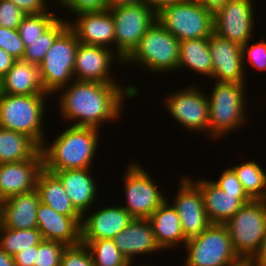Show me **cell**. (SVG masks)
I'll list each match as a JSON object with an SVG mask.
<instances>
[{
  "label": "cell",
  "mask_w": 266,
  "mask_h": 266,
  "mask_svg": "<svg viewBox=\"0 0 266 266\" xmlns=\"http://www.w3.org/2000/svg\"><path fill=\"white\" fill-rule=\"evenodd\" d=\"M26 14L50 12L45 0H10Z\"/></svg>",
  "instance_id": "cell-42"
},
{
  "label": "cell",
  "mask_w": 266,
  "mask_h": 266,
  "mask_svg": "<svg viewBox=\"0 0 266 266\" xmlns=\"http://www.w3.org/2000/svg\"><path fill=\"white\" fill-rule=\"evenodd\" d=\"M81 243L89 248L95 266H128L130 264L113 239L81 240Z\"/></svg>",
  "instance_id": "cell-33"
},
{
  "label": "cell",
  "mask_w": 266,
  "mask_h": 266,
  "mask_svg": "<svg viewBox=\"0 0 266 266\" xmlns=\"http://www.w3.org/2000/svg\"><path fill=\"white\" fill-rule=\"evenodd\" d=\"M67 245L59 241L43 240L38 245L34 266H60Z\"/></svg>",
  "instance_id": "cell-35"
},
{
  "label": "cell",
  "mask_w": 266,
  "mask_h": 266,
  "mask_svg": "<svg viewBox=\"0 0 266 266\" xmlns=\"http://www.w3.org/2000/svg\"><path fill=\"white\" fill-rule=\"evenodd\" d=\"M90 170L91 168L54 172L62 182L72 205L81 215L86 214L87 210L93 207L98 195L99 188H97V183L94 182L96 180L93 179Z\"/></svg>",
  "instance_id": "cell-23"
},
{
  "label": "cell",
  "mask_w": 266,
  "mask_h": 266,
  "mask_svg": "<svg viewBox=\"0 0 266 266\" xmlns=\"http://www.w3.org/2000/svg\"><path fill=\"white\" fill-rule=\"evenodd\" d=\"M0 266H15L13 256L7 254L0 248Z\"/></svg>",
  "instance_id": "cell-49"
},
{
  "label": "cell",
  "mask_w": 266,
  "mask_h": 266,
  "mask_svg": "<svg viewBox=\"0 0 266 266\" xmlns=\"http://www.w3.org/2000/svg\"><path fill=\"white\" fill-rule=\"evenodd\" d=\"M37 229L43 240L59 241L67 246L81 243L82 216H66L42 202L37 208Z\"/></svg>",
  "instance_id": "cell-18"
},
{
  "label": "cell",
  "mask_w": 266,
  "mask_h": 266,
  "mask_svg": "<svg viewBox=\"0 0 266 266\" xmlns=\"http://www.w3.org/2000/svg\"><path fill=\"white\" fill-rule=\"evenodd\" d=\"M251 0H229L213 14L214 33L240 46L251 40L255 16Z\"/></svg>",
  "instance_id": "cell-13"
},
{
  "label": "cell",
  "mask_w": 266,
  "mask_h": 266,
  "mask_svg": "<svg viewBox=\"0 0 266 266\" xmlns=\"http://www.w3.org/2000/svg\"><path fill=\"white\" fill-rule=\"evenodd\" d=\"M184 245L188 255L184 266H229L240 259L225 224L211 223Z\"/></svg>",
  "instance_id": "cell-8"
},
{
  "label": "cell",
  "mask_w": 266,
  "mask_h": 266,
  "mask_svg": "<svg viewBox=\"0 0 266 266\" xmlns=\"http://www.w3.org/2000/svg\"><path fill=\"white\" fill-rule=\"evenodd\" d=\"M79 41L68 26L56 39L39 64L40 78L46 93H57L74 81L73 68Z\"/></svg>",
  "instance_id": "cell-9"
},
{
  "label": "cell",
  "mask_w": 266,
  "mask_h": 266,
  "mask_svg": "<svg viewBox=\"0 0 266 266\" xmlns=\"http://www.w3.org/2000/svg\"><path fill=\"white\" fill-rule=\"evenodd\" d=\"M212 76L218 82L245 83L242 48L239 44L213 33L209 37Z\"/></svg>",
  "instance_id": "cell-16"
},
{
  "label": "cell",
  "mask_w": 266,
  "mask_h": 266,
  "mask_svg": "<svg viewBox=\"0 0 266 266\" xmlns=\"http://www.w3.org/2000/svg\"><path fill=\"white\" fill-rule=\"evenodd\" d=\"M128 62L134 65L137 63L142 69H149L153 74L177 71L179 40L156 20L123 64Z\"/></svg>",
  "instance_id": "cell-5"
},
{
  "label": "cell",
  "mask_w": 266,
  "mask_h": 266,
  "mask_svg": "<svg viewBox=\"0 0 266 266\" xmlns=\"http://www.w3.org/2000/svg\"><path fill=\"white\" fill-rule=\"evenodd\" d=\"M244 191L251 199L266 200V173L255 161L232 167Z\"/></svg>",
  "instance_id": "cell-31"
},
{
  "label": "cell",
  "mask_w": 266,
  "mask_h": 266,
  "mask_svg": "<svg viewBox=\"0 0 266 266\" xmlns=\"http://www.w3.org/2000/svg\"><path fill=\"white\" fill-rule=\"evenodd\" d=\"M46 96L1 94L0 127L23 133L41 147L46 140L42 126Z\"/></svg>",
  "instance_id": "cell-4"
},
{
  "label": "cell",
  "mask_w": 266,
  "mask_h": 266,
  "mask_svg": "<svg viewBox=\"0 0 266 266\" xmlns=\"http://www.w3.org/2000/svg\"><path fill=\"white\" fill-rule=\"evenodd\" d=\"M179 186L171 204L178 213L184 237L188 240L203 233L211 222L204 208L202 193L191 178L182 177Z\"/></svg>",
  "instance_id": "cell-14"
},
{
  "label": "cell",
  "mask_w": 266,
  "mask_h": 266,
  "mask_svg": "<svg viewBox=\"0 0 266 266\" xmlns=\"http://www.w3.org/2000/svg\"><path fill=\"white\" fill-rule=\"evenodd\" d=\"M224 224L239 258L252 259L266 234V200L251 199Z\"/></svg>",
  "instance_id": "cell-6"
},
{
  "label": "cell",
  "mask_w": 266,
  "mask_h": 266,
  "mask_svg": "<svg viewBox=\"0 0 266 266\" xmlns=\"http://www.w3.org/2000/svg\"><path fill=\"white\" fill-rule=\"evenodd\" d=\"M206 10L213 14L222 8L229 0H197Z\"/></svg>",
  "instance_id": "cell-46"
},
{
  "label": "cell",
  "mask_w": 266,
  "mask_h": 266,
  "mask_svg": "<svg viewBox=\"0 0 266 266\" xmlns=\"http://www.w3.org/2000/svg\"><path fill=\"white\" fill-rule=\"evenodd\" d=\"M214 85L210 95L207 94L209 135L217 139L246 123L245 103L248 102H245V83L215 81Z\"/></svg>",
  "instance_id": "cell-3"
},
{
  "label": "cell",
  "mask_w": 266,
  "mask_h": 266,
  "mask_svg": "<svg viewBox=\"0 0 266 266\" xmlns=\"http://www.w3.org/2000/svg\"><path fill=\"white\" fill-rule=\"evenodd\" d=\"M194 70L197 74L212 76V58L209 52V37L179 41L178 69Z\"/></svg>",
  "instance_id": "cell-28"
},
{
  "label": "cell",
  "mask_w": 266,
  "mask_h": 266,
  "mask_svg": "<svg viewBox=\"0 0 266 266\" xmlns=\"http://www.w3.org/2000/svg\"><path fill=\"white\" fill-rule=\"evenodd\" d=\"M157 20L179 41L206 38L214 33L213 13L197 0L166 6L157 13Z\"/></svg>",
  "instance_id": "cell-7"
},
{
  "label": "cell",
  "mask_w": 266,
  "mask_h": 266,
  "mask_svg": "<svg viewBox=\"0 0 266 266\" xmlns=\"http://www.w3.org/2000/svg\"><path fill=\"white\" fill-rule=\"evenodd\" d=\"M114 52V49L86 45L79 42L73 68L74 79L100 83H117V80L115 81L114 78H111V65L116 59L117 64L120 62L123 65V60Z\"/></svg>",
  "instance_id": "cell-15"
},
{
  "label": "cell",
  "mask_w": 266,
  "mask_h": 266,
  "mask_svg": "<svg viewBox=\"0 0 266 266\" xmlns=\"http://www.w3.org/2000/svg\"><path fill=\"white\" fill-rule=\"evenodd\" d=\"M124 174L126 205H122L133 218H149L166 200L144 167L131 163Z\"/></svg>",
  "instance_id": "cell-11"
},
{
  "label": "cell",
  "mask_w": 266,
  "mask_h": 266,
  "mask_svg": "<svg viewBox=\"0 0 266 266\" xmlns=\"http://www.w3.org/2000/svg\"><path fill=\"white\" fill-rule=\"evenodd\" d=\"M64 88L58 90H62L58 97L59 110L64 116L62 119L73 121V126L97 129L104 121L117 120L121 116L125 97L135 98L139 92L135 85L121 87L118 83L80 80H74Z\"/></svg>",
  "instance_id": "cell-1"
},
{
  "label": "cell",
  "mask_w": 266,
  "mask_h": 266,
  "mask_svg": "<svg viewBox=\"0 0 266 266\" xmlns=\"http://www.w3.org/2000/svg\"><path fill=\"white\" fill-rule=\"evenodd\" d=\"M256 266H266V234L261 246L255 256L252 258Z\"/></svg>",
  "instance_id": "cell-47"
},
{
  "label": "cell",
  "mask_w": 266,
  "mask_h": 266,
  "mask_svg": "<svg viewBox=\"0 0 266 266\" xmlns=\"http://www.w3.org/2000/svg\"><path fill=\"white\" fill-rule=\"evenodd\" d=\"M119 251L133 263L135 255L152 254L162 250L157 244L148 218H133L113 239Z\"/></svg>",
  "instance_id": "cell-22"
},
{
  "label": "cell",
  "mask_w": 266,
  "mask_h": 266,
  "mask_svg": "<svg viewBox=\"0 0 266 266\" xmlns=\"http://www.w3.org/2000/svg\"><path fill=\"white\" fill-rule=\"evenodd\" d=\"M167 111L186 130L209 135L208 97L194 85L165 97Z\"/></svg>",
  "instance_id": "cell-12"
},
{
  "label": "cell",
  "mask_w": 266,
  "mask_h": 266,
  "mask_svg": "<svg viewBox=\"0 0 266 266\" xmlns=\"http://www.w3.org/2000/svg\"><path fill=\"white\" fill-rule=\"evenodd\" d=\"M201 191L204 208L211 223L224 224L251 198L247 194L226 193L212 180H191Z\"/></svg>",
  "instance_id": "cell-20"
},
{
  "label": "cell",
  "mask_w": 266,
  "mask_h": 266,
  "mask_svg": "<svg viewBox=\"0 0 266 266\" xmlns=\"http://www.w3.org/2000/svg\"><path fill=\"white\" fill-rule=\"evenodd\" d=\"M16 59L7 51L0 48V78H2L13 66Z\"/></svg>",
  "instance_id": "cell-44"
},
{
  "label": "cell",
  "mask_w": 266,
  "mask_h": 266,
  "mask_svg": "<svg viewBox=\"0 0 266 266\" xmlns=\"http://www.w3.org/2000/svg\"><path fill=\"white\" fill-rule=\"evenodd\" d=\"M212 182L226 193L247 194L244 191L239 179L237 178V175L231 167L225 169L224 172H222L218 181L212 180Z\"/></svg>",
  "instance_id": "cell-41"
},
{
  "label": "cell",
  "mask_w": 266,
  "mask_h": 266,
  "mask_svg": "<svg viewBox=\"0 0 266 266\" xmlns=\"http://www.w3.org/2000/svg\"><path fill=\"white\" fill-rule=\"evenodd\" d=\"M249 40L242 48V57L243 64H245L246 59L250 65L254 66L257 70H265L266 69V41L263 39L262 41L253 42V45L250 44ZM246 57V59H245Z\"/></svg>",
  "instance_id": "cell-39"
},
{
  "label": "cell",
  "mask_w": 266,
  "mask_h": 266,
  "mask_svg": "<svg viewBox=\"0 0 266 266\" xmlns=\"http://www.w3.org/2000/svg\"><path fill=\"white\" fill-rule=\"evenodd\" d=\"M40 149L27 135L0 127V164L32 159Z\"/></svg>",
  "instance_id": "cell-29"
},
{
  "label": "cell",
  "mask_w": 266,
  "mask_h": 266,
  "mask_svg": "<svg viewBox=\"0 0 266 266\" xmlns=\"http://www.w3.org/2000/svg\"><path fill=\"white\" fill-rule=\"evenodd\" d=\"M132 219L130 213L121 205L99 209L87 217L82 215L81 240L114 239Z\"/></svg>",
  "instance_id": "cell-21"
},
{
  "label": "cell",
  "mask_w": 266,
  "mask_h": 266,
  "mask_svg": "<svg viewBox=\"0 0 266 266\" xmlns=\"http://www.w3.org/2000/svg\"><path fill=\"white\" fill-rule=\"evenodd\" d=\"M59 18L41 36L33 41H23L25 46L23 61L39 65L55 39L69 26L67 20Z\"/></svg>",
  "instance_id": "cell-30"
},
{
  "label": "cell",
  "mask_w": 266,
  "mask_h": 266,
  "mask_svg": "<svg viewBox=\"0 0 266 266\" xmlns=\"http://www.w3.org/2000/svg\"><path fill=\"white\" fill-rule=\"evenodd\" d=\"M58 19L54 13L26 14L17 31L22 41H33L43 34Z\"/></svg>",
  "instance_id": "cell-34"
},
{
  "label": "cell",
  "mask_w": 266,
  "mask_h": 266,
  "mask_svg": "<svg viewBox=\"0 0 266 266\" xmlns=\"http://www.w3.org/2000/svg\"><path fill=\"white\" fill-rule=\"evenodd\" d=\"M26 13L10 0H0V27L18 29Z\"/></svg>",
  "instance_id": "cell-40"
},
{
  "label": "cell",
  "mask_w": 266,
  "mask_h": 266,
  "mask_svg": "<svg viewBox=\"0 0 266 266\" xmlns=\"http://www.w3.org/2000/svg\"><path fill=\"white\" fill-rule=\"evenodd\" d=\"M42 241V235L37 228L9 229L0 225V248L11 256L32 249V246L39 245Z\"/></svg>",
  "instance_id": "cell-32"
},
{
  "label": "cell",
  "mask_w": 266,
  "mask_h": 266,
  "mask_svg": "<svg viewBox=\"0 0 266 266\" xmlns=\"http://www.w3.org/2000/svg\"><path fill=\"white\" fill-rule=\"evenodd\" d=\"M36 190L40 202L49 205L56 212L66 216H82L72 205L60 179L43 169L38 175Z\"/></svg>",
  "instance_id": "cell-27"
},
{
  "label": "cell",
  "mask_w": 266,
  "mask_h": 266,
  "mask_svg": "<svg viewBox=\"0 0 266 266\" xmlns=\"http://www.w3.org/2000/svg\"><path fill=\"white\" fill-rule=\"evenodd\" d=\"M2 94V84H1V78H0V95Z\"/></svg>",
  "instance_id": "cell-52"
},
{
  "label": "cell",
  "mask_w": 266,
  "mask_h": 266,
  "mask_svg": "<svg viewBox=\"0 0 266 266\" xmlns=\"http://www.w3.org/2000/svg\"><path fill=\"white\" fill-rule=\"evenodd\" d=\"M60 266H95L89 248L80 243L75 246H67L64 250Z\"/></svg>",
  "instance_id": "cell-36"
},
{
  "label": "cell",
  "mask_w": 266,
  "mask_h": 266,
  "mask_svg": "<svg viewBox=\"0 0 266 266\" xmlns=\"http://www.w3.org/2000/svg\"><path fill=\"white\" fill-rule=\"evenodd\" d=\"M76 21H69L80 43L113 49L115 44V23L109 10L83 12L75 15ZM111 44V45H110ZM112 48H111V47Z\"/></svg>",
  "instance_id": "cell-19"
},
{
  "label": "cell",
  "mask_w": 266,
  "mask_h": 266,
  "mask_svg": "<svg viewBox=\"0 0 266 266\" xmlns=\"http://www.w3.org/2000/svg\"><path fill=\"white\" fill-rule=\"evenodd\" d=\"M184 0H145V4L149 6L156 14L164 7L182 2Z\"/></svg>",
  "instance_id": "cell-45"
},
{
  "label": "cell",
  "mask_w": 266,
  "mask_h": 266,
  "mask_svg": "<svg viewBox=\"0 0 266 266\" xmlns=\"http://www.w3.org/2000/svg\"><path fill=\"white\" fill-rule=\"evenodd\" d=\"M3 198L0 196V217H1V210H2V205H3Z\"/></svg>",
  "instance_id": "cell-51"
},
{
  "label": "cell",
  "mask_w": 266,
  "mask_h": 266,
  "mask_svg": "<svg viewBox=\"0 0 266 266\" xmlns=\"http://www.w3.org/2000/svg\"><path fill=\"white\" fill-rule=\"evenodd\" d=\"M128 266H132L131 263ZM141 266H147V265H141ZM149 266V265H148ZM151 266V265H150ZM154 266V265H153Z\"/></svg>",
  "instance_id": "cell-53"
},
{
  "label": "cell",
  "mask_w": 266,
  "mask_h": 266,
  "mask_svg": "<svg viewBox=\"0 0 266 266\" xmlns=\"http://www.w3.org/2000/svg\"><path fill=\"white\" fill-rule=\"evenodd\" d=\"M40 196L32 192L16 194L3 201L0 225L9 229L37 228V208Z\"/></svg>",
  "instance_id": "cell-24"
},
{
  "label": "cell",
  "mask_w": 266,
  "mask_h": 266,
  "mask_svg": "<svg viewBox=\"0 0 266 266\" xmlns=\"http://www.w3.org/2000/svg\"><path fill=\"white\" fill-rule=\"evenodd\" d=\"M115 23V52L124 61L137 47L157 14L145 3L108 9Z\"/></svg>",
  "instance_id": "cell-10"
},
{
  "label": "cell",
  "mask_w": 266,
  "mask_h": 266,
  "mask_svg": "<svg viewBox=\"0 0 266 266\" xmlns=\"http://www.w3.org/2000/svg\"><path fill=\"white\" fill-rule=\"evenodd\" d=\"M229 266H256V264L252 259L240 258L237 262H235Z\"/></svg>",
  "instance_id": "cell-50"
},
{
  "label": "cell",
  "mask_w": 266,
  "mask_h": 266,
  "mask_svg": "<svg viewBox=\"0 0 266 266\" xmlns=\"http://www.w3.org/2000/svg\"><path fill=\"white\" fill-rule=\"evenodd\" d=\"M2 94L37 95L45 92L40 78L39 65L16 60L1 78Z\"/></svg>",
  "instance_id": "cell-26"
},
{
  "label": "cell",
  "mask_w": 266,
  "mask_h": 266,
  "mask_svg": "<svg viewBox=\"0 0 266 266\" xmlns=\"http://www.w3.org/2000/svg\"><path fill=\"white\" fill-rule=\"evenodd\" d=\"M99 133L97 128L71 124L51 145L44 142L41 146L44 169L54 173L68 169L93 168L92 160L99 144Z\"/></svg>",
  "instance_id": "cell-2"
},
{
  "label": "cell",
  "mask_w": 266,
  "mask_h": 266,
  "mask_svg": "<svg viewBox=\"0 0 266 266\" xmlns=\"http://www.w3.org/2000/svg\"><path fill=\"white\" fill-rule=\"evenodd\" d=\"M169 202L165 200L148 218L156 242L162 250L172 249V247H177L180 243L185 244L187 241L178 213Z\"/></svg>",
  "instance_id": "cell-25"
},
{
  "label": "cell",
  "mask_w": 266,
  "mask_h": 266,
  "mask_svg": "<svg viewBox=\"0 0 266 266\" xmlns=\"http://www.w3.org/2000/svg\"><path fill=\"white\" fill-rule=\"evenodd\" d=\"M43 169L41 150L32 159L0 164V196L5 200L34 191Z\"/></svg>",
  "instance_id": "cell-17"
},
{
  "label": "cell",
  "mask_w": 266,
  "mask_h": 266,
  "mask_svg": "<svg viewBox=\"0 0 266 266\" xmlns=\"http://www.w3.org/2000/svg\"><path fill=\"white\" fill-rule=\"evenodd\" d=\"M109 8L118 6L139 5L145 3V0H108Z\"/></svg>",
  "instance_id": "cell-48"
},
{
  "label": "cell",
  "mask_w": 266,
  "mask_h": 266,
  "mask_svg": "<svg viewBox=\"0 0 266 266\" xmlns=\"http://www.w3.org/2000/svg\"><path fill=\"white\" fill-rule=\"evenodd\" d=\"M0 48L7 51L16 60H22L25 46L17 29L0 27Z\"/></svg>",
  "instance_id": "cell-37"
},
{
  "label": "cell",
  "mask_w": 266,
  "mask_h": 266,
  "mask_svg": "<svg viewBox=\"0 0 266 266\" xmlns=\"http://www.w3.org/2000/svg\"><path fill=\"white\" fill-rule=\"evenodd\" d=\"M56 5L63 6L67 10L73 12L71 14H79L83 12H100L109 9L108 0H55Z\"/></svg>",
  "instance_id": "cell-38"
},
{
  "label": "cell",
  "mask_w": 266,
  "mask_h": 266,
  "mask_svg": "<svg viewBox=\"0 0 266 266\" xmlns=\"http://www.w3.org/2000/svg\"><path fill=\"white\" fill-rule=\"evenodd\" d=\"M38 245L32 246V249H26L16 253L13 256L15 266H34Z\"/></svg>",
  "instance_id": "cell-43"
}]
</instances>
